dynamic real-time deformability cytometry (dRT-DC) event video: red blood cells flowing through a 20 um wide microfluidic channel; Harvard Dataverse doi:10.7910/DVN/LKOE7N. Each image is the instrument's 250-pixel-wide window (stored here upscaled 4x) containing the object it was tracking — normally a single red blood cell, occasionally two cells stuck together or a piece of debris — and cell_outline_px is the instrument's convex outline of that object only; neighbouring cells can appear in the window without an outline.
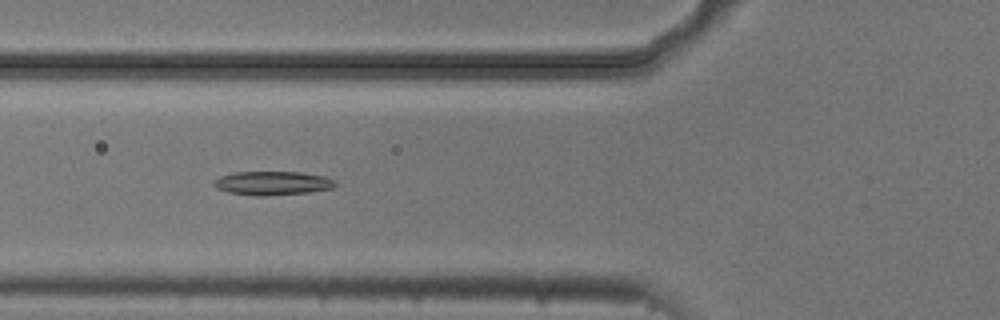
{"species": "common noctule bat (a hibernating species)", "species_latin": "Nyctalus noctula", "temperature_condition": "cold", "stored_images_in_passage": 6, "camera_frame_rate_fps": 3000, "um_per_image_px": 0.085, "animal": {"sex": "male", "body_mass_g": 20.5, "forearm_length_mm": 52.5}, "frame": {"image": 1, "passage_image": 6, "time_ms": 1.667, "image_size_px": [1000, 320], "cell_outline_px": [[336, 184], [332, 188], [308, 192], [264, 196], [256, 196], [228, 192], [216, 188], [212, 184], [212, 180], [220, 176], [236, 172], [300, 172], [324, 176], [336, 180]], "centroid_in_image_um": [23.13, 15.56], "position_along_channel_um": 102.7, "area_um2": 16.88}}